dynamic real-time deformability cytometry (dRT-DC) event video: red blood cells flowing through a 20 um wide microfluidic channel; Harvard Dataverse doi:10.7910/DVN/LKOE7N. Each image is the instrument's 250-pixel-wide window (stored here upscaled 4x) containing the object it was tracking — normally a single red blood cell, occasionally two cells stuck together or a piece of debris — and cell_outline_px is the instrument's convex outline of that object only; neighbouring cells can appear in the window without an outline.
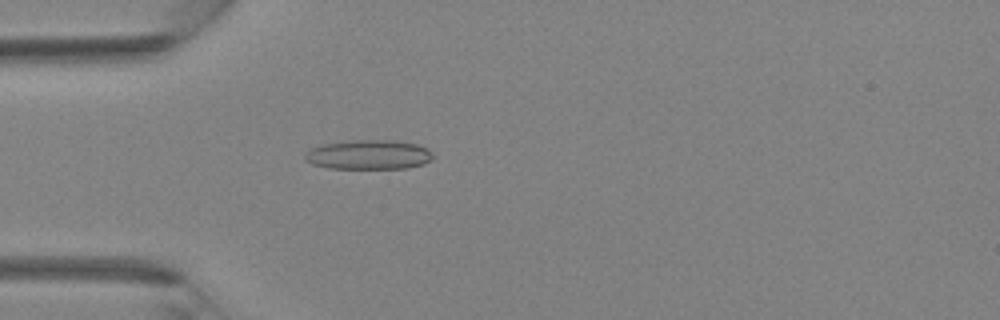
{"species": "Egyptian fruit bat (a non-hibernating species)", "species_latin": "Rousettus aegyptiacus", "temperature_condition": "room temperature", "stored_images_in_passage": 40, "camera_frame_rate_fps": 3000, "um_per_image_px": 0.085, "animal": {"sex": "female"}, "frame": {"image": 1, "passage_image": 12, "time_ms": 3.667, "image_size_px": [1000, 320], "cell_outline_px": [[432, 160], [424, 164], [404, 168], [328, 168], [312, 164], [304, 160], [304, 152], [320, 144], [352, 140], [396, 140], [416, 144], [428, 148], [432, 152]], "centroid_in_image_um": [31.32, 13.14], "position_along_channel_um": 53.7, "area_um2": 22.2}}
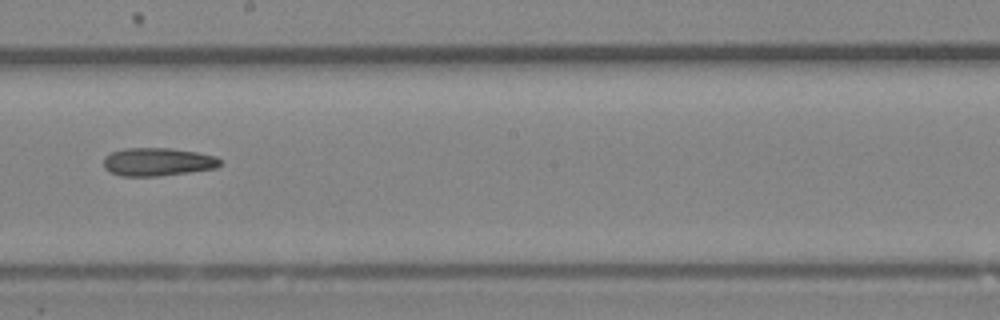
{"frame": {"image": 2, "passage_image": 23, "time_ms": 7.333, "image_size_px": [1000, 320], "cell_outline_px": [[220, 164], [216, 168], [160, 176], [120, 176], [108, 172], [104, 168], [104, 156], [112, 152], [124, 148], [172, 148], [196, 152], [216, 156], [220, 160]], "centroid_in_image_um": [13.36, 13.76], "position_along_channel_um": 234.8, "area_um2": 19.19}}
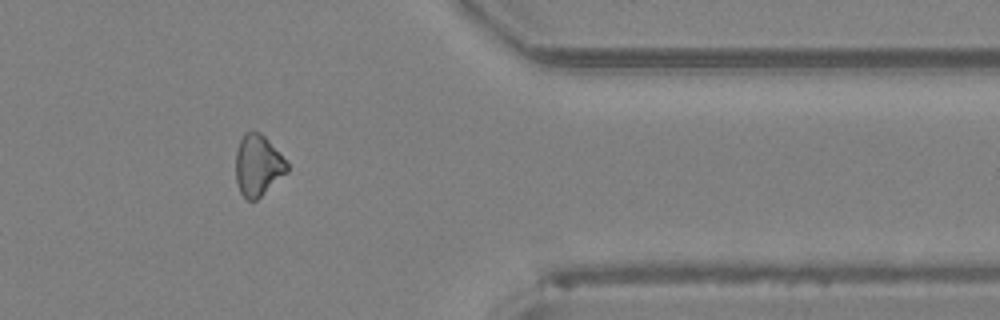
{"frame": {"image": 3, "passage_image": 33, "time_ms": 10.667, "image_size_px": [1000, 320], "cell_outline_px": [[288, 172], [256, 200], [248, 200], [240, 192], [236, 180], [236, 152], [240, 140], [244, 132], [260, 132], [268, 140], [288, 164]], "centroid_in_image_um": [21.91, 14.06], "position_along_channel_um": 389.5, "area_um2": 18.03}}